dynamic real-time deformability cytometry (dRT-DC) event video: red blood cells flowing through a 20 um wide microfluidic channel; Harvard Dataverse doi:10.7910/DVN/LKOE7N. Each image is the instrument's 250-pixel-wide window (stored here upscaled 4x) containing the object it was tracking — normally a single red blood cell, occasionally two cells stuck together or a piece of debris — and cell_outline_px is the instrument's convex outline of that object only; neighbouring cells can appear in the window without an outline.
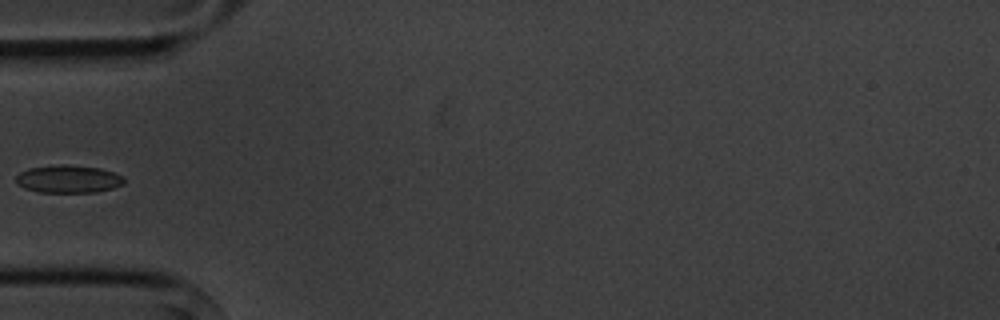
{"species": "common noctule bat (a hibernating species)", "species_latin": "Nyctalus noctula", "temperature_condition": "cold", "stored_images_in_passage": 6, "camera_frame_rate_fps": 3000, "um_per_image_px": 0.085, "animal": {"sex": "male", "body_mass_g": 20.1, "forearm_length_mm": 53.5}, "frame": {"image": 1, "passage_image": 6, "time_ms": 5.667, "image_size_px": [1000, 320], "cell_outline_px": [[124, 184], [112, 188], [96, 192], [40, 192], [24, 188], [16, 184], [16, 176], [20, 172], [28, 168], [56, 164], [64, 164], [100, 168], [124, 176]], "centroid_in_image_um": [5.79, 15.21], "position_along_channel_um": 79.2, "area_um2": 17.57}}